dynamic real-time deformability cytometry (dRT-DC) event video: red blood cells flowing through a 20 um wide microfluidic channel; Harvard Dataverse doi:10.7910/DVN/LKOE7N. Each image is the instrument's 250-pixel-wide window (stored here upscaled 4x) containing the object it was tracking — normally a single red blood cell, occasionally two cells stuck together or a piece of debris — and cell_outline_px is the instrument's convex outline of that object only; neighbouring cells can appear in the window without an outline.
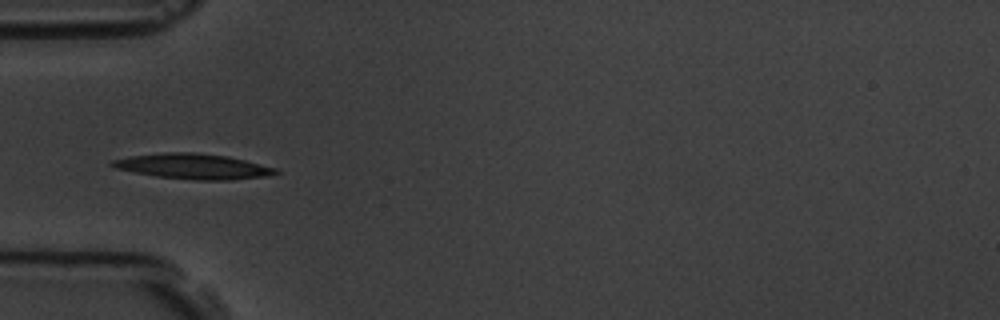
{"species": "common noctule bat (a hibernating species)", "species_latin": "Nyctalus noctula", "temperature_condition": "room temperature", "stored_images_in_passage": 7, "camera_frame_rate_fps": 3000, "um_per_image_px": 0.085, "animal": {"sex": "male", "body_mass_g": 19.5, "forearm_length_mm": 54.6}, "frame": {"image": 1, "passage_image": 5, "time_ms": 4.333, "image_size_px": [1000, 320], "cell_outline_px": [[280, 172], [268, 176], [232, 180], [196, 180], [156, 176], [116, 168], [108, 164], [112, 160], [128, 156], [164, 152], [196, 152], [228, 156], [276, 168]], "centroid_in_image_um": [16.42, 14.13], "position_along_channel_um": 68.6, "area_um2": 24.1}}
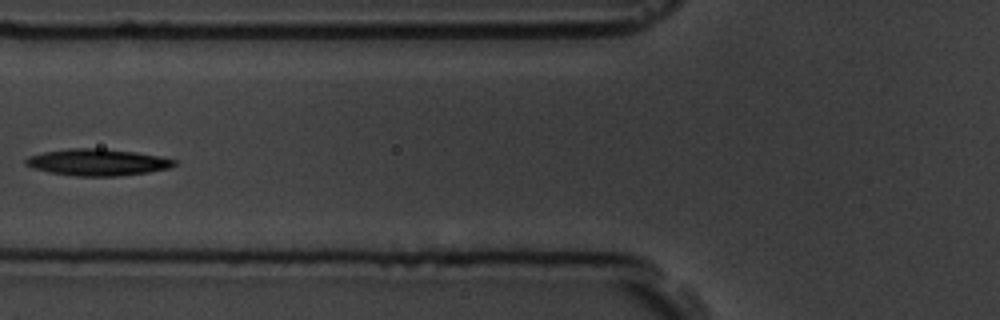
{"frame": {"image": 2, "passage_image": 6, "time_ms": 5.667, "image_size_px": [1000, 320], "cell_outline_px": [[176, 164], [168, 168], [148, 172], [116, 176], [76, 176], [48, 172], [32, 168], [24, 164], [24, 160], [28, 156], [44, 152], [68, 148], [104, 148], [136, 152], [160, 156], [176, 160]], "centroid_in_image_um": [8.25, 13.78], "position_along_channel_um": 117.6, "area_um2": 23.18}}
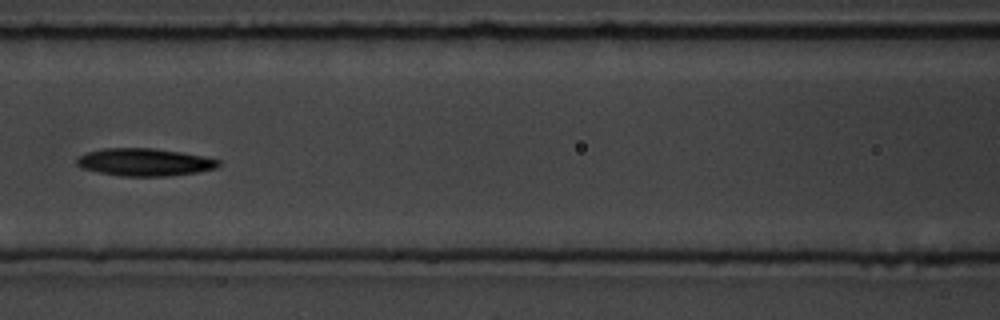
{"frame": {"image": 3, "passage_image": 7, "time_ms": 6.667, "image_size_px": [1000, 320], "cell_outline_px": [[220, 164], [216, 168], [196, 172], [168, 176], [120, 176], [100, 172], [84, 168], [76, 164], [76, 160], [80, 156], [88, 152], [104, 148], [152, 148], [180, 152], [204, 156], [220, 160]], "centroid_in_image_um": [12.31, 13.78], "position_along_channel_um": 154.3, "area_um2": 22.54}}